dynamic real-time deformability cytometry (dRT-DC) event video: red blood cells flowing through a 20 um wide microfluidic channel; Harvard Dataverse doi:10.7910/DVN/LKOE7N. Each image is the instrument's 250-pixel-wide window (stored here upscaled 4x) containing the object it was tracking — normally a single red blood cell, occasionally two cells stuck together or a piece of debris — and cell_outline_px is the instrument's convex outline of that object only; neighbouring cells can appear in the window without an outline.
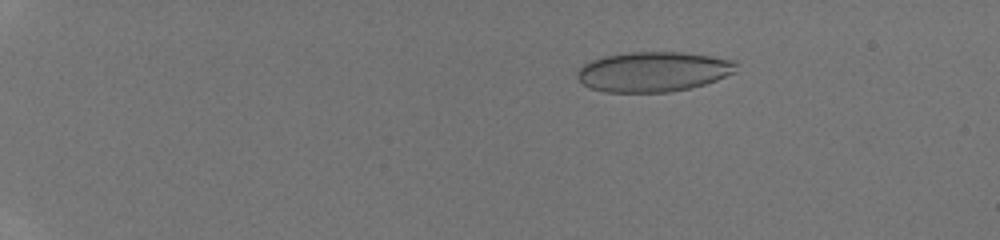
{"species": "human", "species_latin": "Homo sapiens", "temperature_condition": "room temperature", "stored_images_in_passage": 36, "camera_frame_rate_fps": 3000, "um_per_image_px": 0.085, "donor": {"sex": "male"}, "frame": {"image": 1, "passage_image": 10, "time_ms": 3.0, "image_size_px": [1000, 240], "cell_outline_px": [[736, 72], [716, 80], [692, 88], [668, 92], [604, 92], [588, 88], [576, 76], [576, 68], [592, 60], [604, 56], [628, 52], [684, 52], [712, 56], [736, 60]], "centroid_in_image_um": [55.52, 6.09], "position_along_channel_um": 29.5, "area_um2": 37.4}}
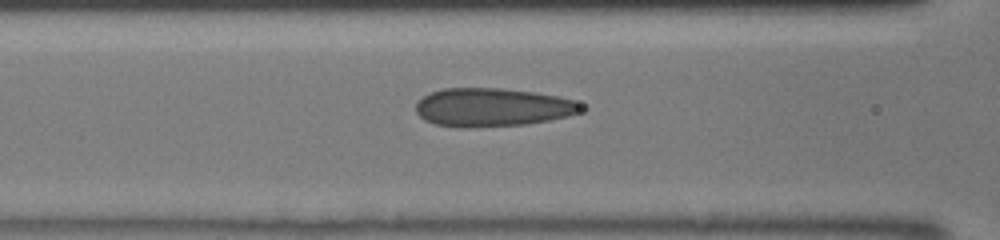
{"frame": {"image": 2, "passage_image": 24, "time_ms": 7.667, "image_size_px": [1000, 240], "cell_outline_px": [[588, 108], [584, 112], [568, 116], [548, 120], [524, 124], [476, 128], [460, 128], [436, 124], [424, 120], [416, 112], [416, 104], [424, 96], [432, 92], [444, 88], [504, 88], [536, 92], [556, 96], [572, 100], [584, 104]], "centroid_in_image_um": [41.91, 9.13], "position_along_channel_um": 124.7, "area_um2": 37.4}}
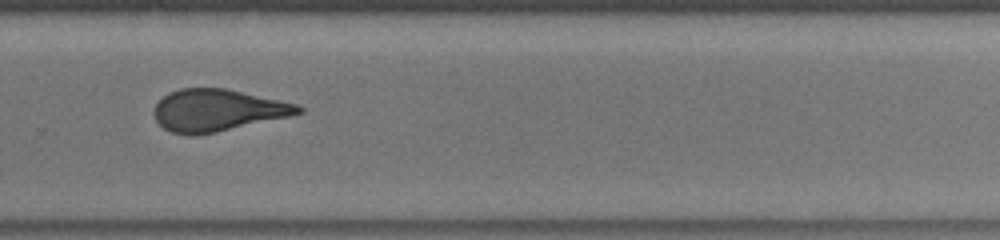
{"frame": {"image": 3, "passage_image": 36, "time_ms": 11.667, "image_size_px": [1000, 240], "cell_outline_px": [[304, 112], [292, 116], [216, 132], [196, 136], [192, 136], [172, 132], [164, 128], [156, 120], [152, 112], [156, 104], [168, 92], [180, 88], [224, 88], [296, 104], [304, 108]], "centroid_in_image_um": [18.47, 9.38], "position_along_channel_um": 311.3, "area_um2": 35.2}}